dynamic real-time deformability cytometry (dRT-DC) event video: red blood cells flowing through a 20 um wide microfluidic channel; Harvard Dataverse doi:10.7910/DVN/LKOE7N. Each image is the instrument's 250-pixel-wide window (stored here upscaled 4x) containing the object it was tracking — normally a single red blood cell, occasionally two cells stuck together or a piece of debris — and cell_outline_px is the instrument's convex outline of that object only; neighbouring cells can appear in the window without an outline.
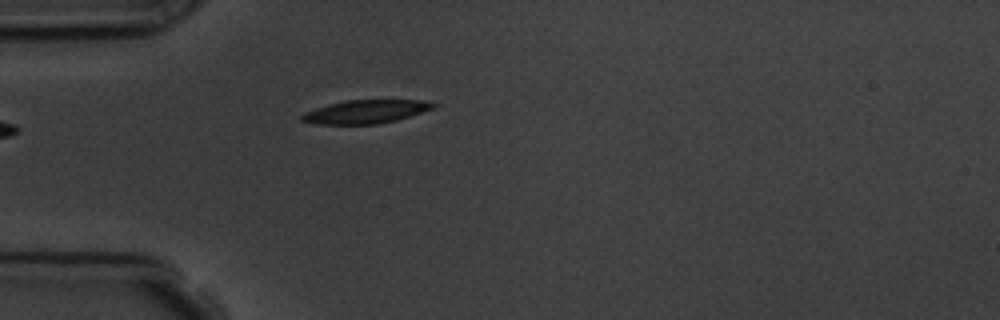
{"species": "common noctule bat (a hibernating species)", "species_latin": "Nyctalus noctula", "temperature_condition": "room temperature", "stored_images_in_passage": 5, "camera_frame_rate_fps": 3000, "um_per_image_px": 0.085, "animal": {"sex": "male", "body_mass_g": 19.5, "forearm_length_mm": 54.6}, "frame": {"image": 1, "passage_image": 5, "time_ms": 5.667, "image_size_px": [1000, 320], "cell_outline_px": [[440, 104], [432, 108], [396, 120], [376, 124], [316, 124], [300, 120], [300, 116], [304, 112], [328, 104], [344, 100], [424, 100]], "centroid_in_image_um": [31.05, 9.48], "position_along_channel_um": 54.0, "area_um2": 17.86}}